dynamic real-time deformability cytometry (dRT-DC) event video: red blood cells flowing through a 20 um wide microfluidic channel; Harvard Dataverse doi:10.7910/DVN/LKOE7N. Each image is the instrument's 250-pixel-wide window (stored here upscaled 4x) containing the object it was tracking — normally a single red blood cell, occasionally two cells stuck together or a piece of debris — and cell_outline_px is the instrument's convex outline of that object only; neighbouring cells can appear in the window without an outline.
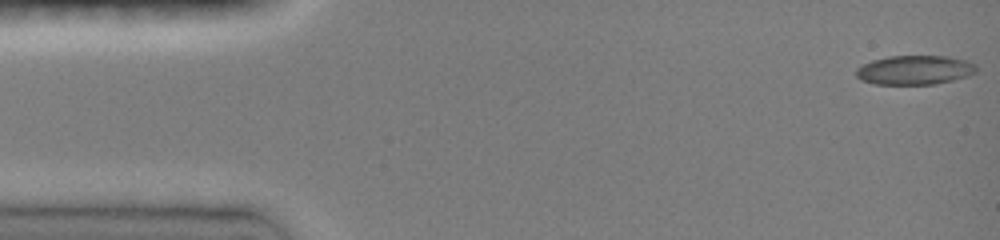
{"species": "common noctule bat (a hibernating species)", "species_latin": "Nyctalus noctula", "temperature_condition": "room temperature", "stored_images_in_passage": 11, "camera_frame_rate_fps": 3000, "um_per_image_px": 0.085, "animal": {"sex": "female", "body_mass_g": 19.0, "forearm_length_mm": 51.5}, "frame": {"image": 1, "passage_image": 1, "time_ms": 0.0, "image_size_px": [1000, 240], "cell_outline_px": [[976, 72], [968, 76], [936, 84], [876, 84], [860, 80], [856, 76], [856, 68], [872, 60], [888, 56], [948, 56], [964, 60], [976, 64]], "centroid_in_image_um": [77.74, 5.95], "position_along_channel_um": 7.3, "area_um2": 20.46}}